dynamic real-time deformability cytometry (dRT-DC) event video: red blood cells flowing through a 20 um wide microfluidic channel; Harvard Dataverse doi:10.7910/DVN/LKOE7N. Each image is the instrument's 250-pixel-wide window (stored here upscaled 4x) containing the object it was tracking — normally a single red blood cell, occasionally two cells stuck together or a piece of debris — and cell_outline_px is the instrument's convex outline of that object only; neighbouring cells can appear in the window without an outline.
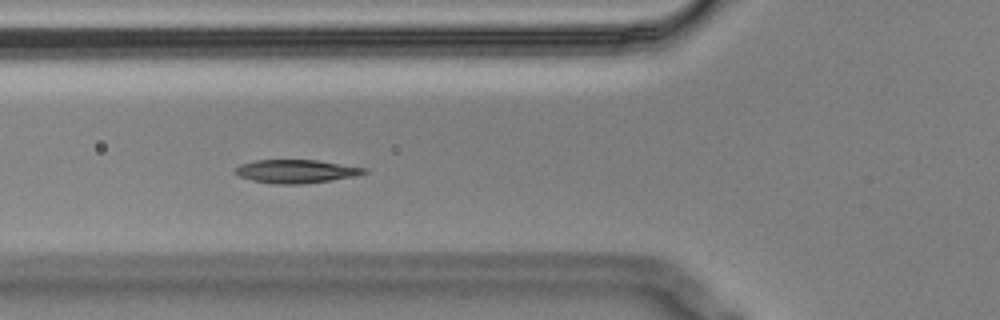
{"species": "Egyptian fruit bat (a non-hibernating species)", "species_latin": "Rousettus aegyptiacus", "temperature_condition": "cold", "stored_images_in_passage": 6, "camera_frame_rate_fps": 3000, "um_per_image_px": 0.085, "animal": {"sex": "male"}, "frame": {"image": 1, "passage_image": 5, "time_ms": 1.333, "image_size_px": [1000, 320], "cell_outline_px": [[368, 172], [356, 176], [300, 184], [280, 184], [252, 180], [240, 176], [232, 172], [240, 164], [256, 160], [316, 160], [368, 168]], "centroid_in_image_um": [25.17, 14.55], "position_along_channel_um": 100.6, "area_um2": 17.4}}